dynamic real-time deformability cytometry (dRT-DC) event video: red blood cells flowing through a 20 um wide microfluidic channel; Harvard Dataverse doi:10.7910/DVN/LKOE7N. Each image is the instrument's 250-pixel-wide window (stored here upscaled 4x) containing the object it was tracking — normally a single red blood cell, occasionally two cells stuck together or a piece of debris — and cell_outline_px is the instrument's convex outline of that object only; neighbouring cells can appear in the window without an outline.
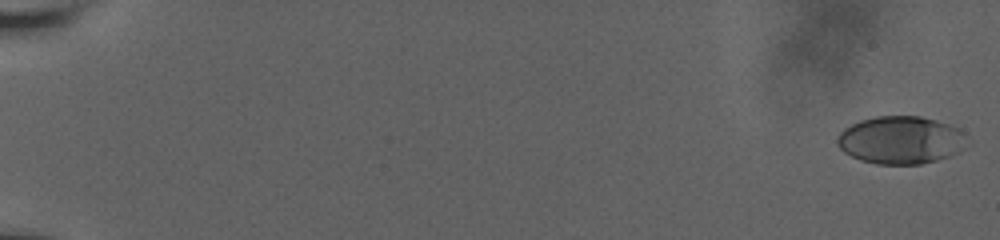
{"species": "human", "species_latin": "Homo sapiens", "temperature_condition": "room temperature", "stored_images_in_passage": 53, "camera_frame_rate_fps": 3000, "um_per_image_px": 0.085, "donor": {"sex": "male"}, "frame": {"image": 1, "passage_image": 1, "time_ms": 0.0, "image_size_px": [1000, 240], "cell_outline_px": [[972, 144], [960, 152], [936, 160], [920, 164], [876, 164], [860, 160], [844, 152], [836, 144], [836, 140], [840, 132], [844, 128], [860, 120], [876, 116], [920, 116], [936, 120], [948, 124], [956, 128], [972, 140]], "centroid_in_image_um": [76.61, 11.91], "position_along_channel_um": 8.4, "area_um2": 36.53}}
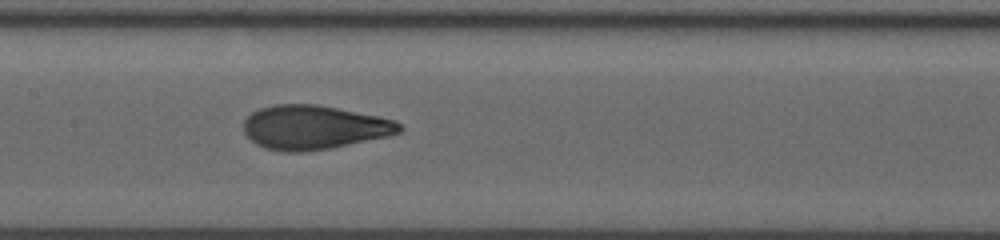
{"frame": {"image": 2, "passage_image": 27, "time_ms": 10.333, "image_size_px": [1000, 240], "cell_outline_px": [[404, 128], [400, 132], [388, 136], [328, 148], [300, 152], [284, 152], [264, 148], [256, 144], [244, 132], [244, 120], [252, 112], [260, 108], [276, 104], [316, 104], [380, 116], [396, 120]], "centroid_in_image_um": [26.69, 10.81], "position_along_channel_um": 180.7, "area_um2": 39.88}}
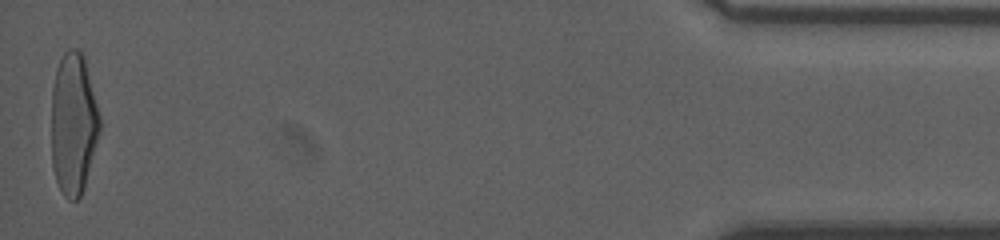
{"frame": {"image": 3, "passage_image": 53, "time_ms": 19.0, "image_size_px": [1000, 240], "cell_outline_px": [[100, 132], [84, 188], [80, 196], [76, 200], [68, 200], [64, 196], [56, 180], [52, 168], [52, 88], [56, 68], [64, 52], [68, 48], [76, 48], [84, 56], [100, 116]], "centroid_in_image_um": [6.24, 10.52], "position_along_channel_um": 429.0, "area_um2": 40.06}, "authors_computed_cell_mechanics": {"area_um2": 38.9572, "velocity_mm_per_s": 3.8047, "shape_relaxation_time_tau1_ms": 5.0903, "shape_relaxation_time_tau2_ms": 0.8669, "deformation_change_tau1": 0.2244, "deformation_change_tau2": 0.0769}}